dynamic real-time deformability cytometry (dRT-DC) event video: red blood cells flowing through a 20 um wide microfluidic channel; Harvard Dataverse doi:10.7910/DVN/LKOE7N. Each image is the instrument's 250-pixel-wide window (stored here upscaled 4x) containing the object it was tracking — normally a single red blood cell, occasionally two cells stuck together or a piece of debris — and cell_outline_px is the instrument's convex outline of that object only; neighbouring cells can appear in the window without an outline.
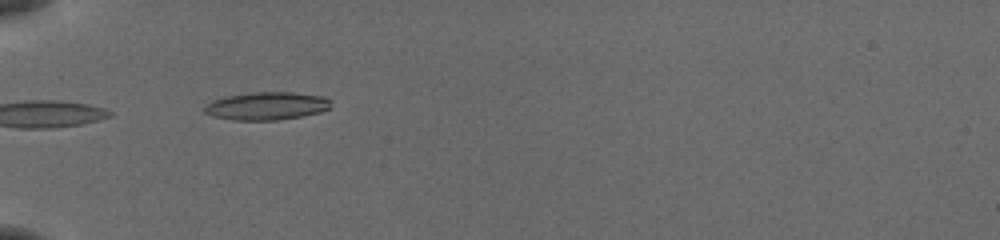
{"species": "common noctule bat (a hibernating species)", "species_latin": "Nyctalus noctula", "temperature_condition": "cold", "stored_images_in_passage": 4, "camera_frame_rate_fps": 3000, "um_per_image_px": 0.085, "animal": {"sex": "female", "body_mass_g": 19.5, "forearm_length_mm": 54.1}, "frame": {"image": 1, "passage_image": 1, "time_ms": 0.0, "image_size_px": [1000, 240], "cell_outline_px": [[332, 108], [320, 112], [300, 116], [276, 120], [232, 120], [212, 116], [204, 112], [204, 108], [212, 100], [224, 96], [252, 92], [292, 92], [324, 96], [332, 100]], "centroid_in_image_um": [22.7, 9.0], "position_along_channel_um": 62.3, "area_um2": 20.75}}